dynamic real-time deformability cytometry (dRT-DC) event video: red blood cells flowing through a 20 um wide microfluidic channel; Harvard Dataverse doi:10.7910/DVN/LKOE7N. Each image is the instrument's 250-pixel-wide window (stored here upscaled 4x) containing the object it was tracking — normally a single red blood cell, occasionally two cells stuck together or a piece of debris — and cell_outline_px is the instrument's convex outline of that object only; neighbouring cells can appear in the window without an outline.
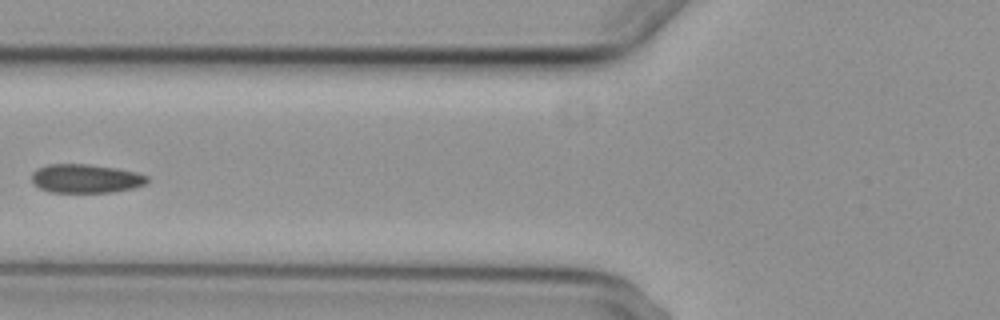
{"species": "common noctule bat (a hibernating species)", "species_latin": "Nyctalus noctula", "temperature_condition": "cold", "stored_images_in_passage": 7, "camera_frame_rate_fps": 3000, "um_per_image_px": 0.085, "animal": {"sex": "female", "body_mass_g": 29.2, "forearm_length_mm": 56.3}, "frame": {"image": 1, "passage_image": 6, "time_ms": 7.333, "image_size_px": [1000, 320], "cell_outline_px": [[148, 184], [132, 188], [112, 192], [48, 192], [40, 188], [32, 180], [32, 172], [36, 168], [48, 164], [88, 164], [116, 168], [136, 172], [148, 176]], "centroid_in_image_um": [7.3, 15.17], "position_along_channel_um": 118.5, "area_um2": 19.42}}
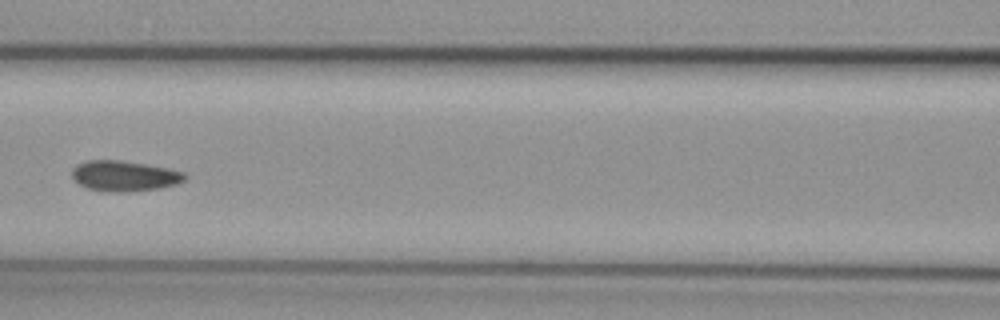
{"frame": {"image": 2, "passage_image": 7, "time_ms": 8.333, "image_size_px": [1000, 320], "cell_outline_px": [[188, 176], [184, 180], [176, 184], [160, 188], [128, 192], [100, 192], [88, 188], [72, 180], [72, 168], [76, 164], [84, 160], [120, 160], [168, 168], [184, 172]], "centroid_in_image_um": [10.53, 14.96], "position_along_channel_um": 156.1, "area_um2": 20.35}}